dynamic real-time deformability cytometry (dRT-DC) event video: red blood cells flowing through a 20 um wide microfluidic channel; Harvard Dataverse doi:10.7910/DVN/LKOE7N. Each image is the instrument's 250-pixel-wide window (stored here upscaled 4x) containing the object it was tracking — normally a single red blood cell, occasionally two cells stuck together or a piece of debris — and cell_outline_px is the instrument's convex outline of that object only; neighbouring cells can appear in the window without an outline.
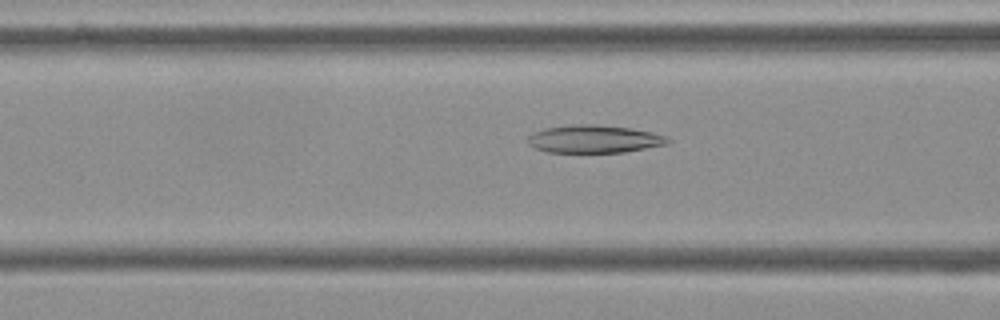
{"species": "Egyptian fruit bat (a non-hibernating species)", "species_latin": "Rousettus aegyptiacus", "temperature_condition": "cold", "stored_images_in_passage": 46, "camera_frame_rate_fps": 3000, "um_per_image_px": 0.085, "frame": {"image": 1, "passage_image": 12, "time_ms": 3.667, "image_size_px": [1000, 320], "cell_outline_px": [[672, 140], [668, 144], [624, 152], [548, 152], [536, 148], [528, 144], [528, 136], [532, 132], [544, 128], [572, 124], [596, 124], [628, 128], [652, 132], [668, 136]], "centroid_in_image_um": [50.51, 11.81], "position_along_channel_um": 116.1, "area_um2": 22.77}}
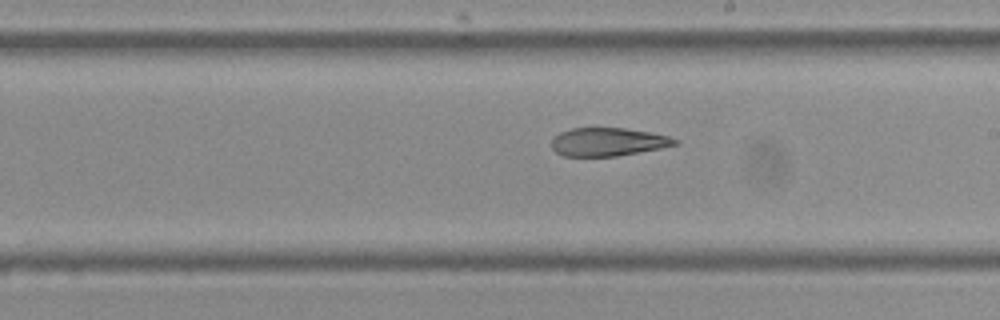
{"frame": {"image": 2, "passage_image": 22, "time_ms": 7.0, "image_size_px": [1000, 320], "cell_outline_px": [[680, 144], [660, 148], [616, 156], [564, 156], [556, 152], [552, 148], [552, 140], [560, 132], [572, 128], [624, 128], [652, 132], [668, 136], [680, 140]], "centroid_in_image_um": [51.71, 12.05], "position_along_channel_um": 237.3, "area_um2": 20.29}}
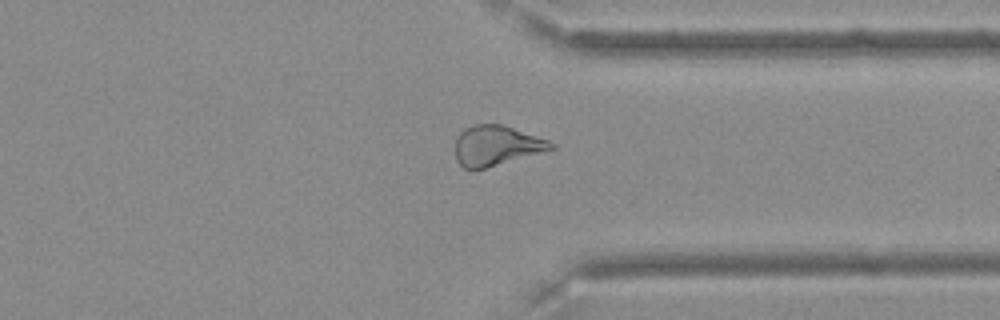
{"frame": {"image": 3, "passage_image": 33, "time_ms": 10.667, "image_size_px": [1000, 320], "cell_outline_px": [[556, 148], [484, 168], [464, 168], [456, 160], [456, 136], [464, 128], [472, 124], [500, 124], [548, 140], [556, 144]], "centroid_in_image_um": [42.17, 12.36], "position_along_channel_um": 369.2, "area_um2": 21.96}, "authors_computed_cell_mechanics": {"area_um2": 22.9755, "velocity_mm_per_s": 3.6316, "shape_relaxation_time_tau1_ms": null, "shape_relaxation_time_tau2_ms": 9.8546, "deformation_change_tau1": null, "deformation_change_tau2": 0.1953}}